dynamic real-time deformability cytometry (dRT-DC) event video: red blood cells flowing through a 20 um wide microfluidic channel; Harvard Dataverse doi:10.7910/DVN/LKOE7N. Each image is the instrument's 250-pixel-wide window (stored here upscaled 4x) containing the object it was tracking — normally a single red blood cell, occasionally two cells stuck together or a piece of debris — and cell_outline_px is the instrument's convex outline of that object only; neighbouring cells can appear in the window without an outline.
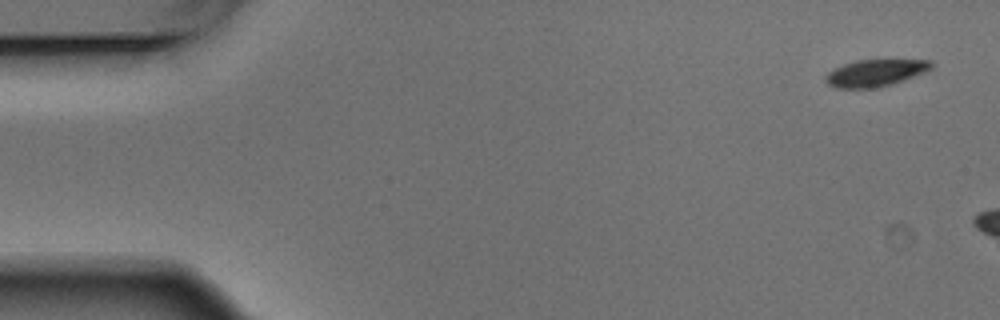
{"species": "Egyptian fruit bat (a non-hibernating species)", "species_latin": "Rousettus aegyptiacus", "temperature_condition": "warm", "stored_images_in_passage": 3, "camera_frame_rate_fps": 3000, "um_per_image_px": 0.085, "animal": {"sex": "male"}, "frame": {"image": 1, "passage_image": 1, "time_ms": 0.0, "image_size_px": [1000, 320], "cell_outline_px": [[936, 64], [932, 68], [924, 72], [892, 84], [876, 88], [836, 88], [828, 84], [824, 80], [824, 76], [828, 72], [844, 64], [856, 60], [932, 60]], "centroid_in_image_um": [74.41, 6.2], "position_along_channel_um": 10.6, "area_um2": 16.59}}